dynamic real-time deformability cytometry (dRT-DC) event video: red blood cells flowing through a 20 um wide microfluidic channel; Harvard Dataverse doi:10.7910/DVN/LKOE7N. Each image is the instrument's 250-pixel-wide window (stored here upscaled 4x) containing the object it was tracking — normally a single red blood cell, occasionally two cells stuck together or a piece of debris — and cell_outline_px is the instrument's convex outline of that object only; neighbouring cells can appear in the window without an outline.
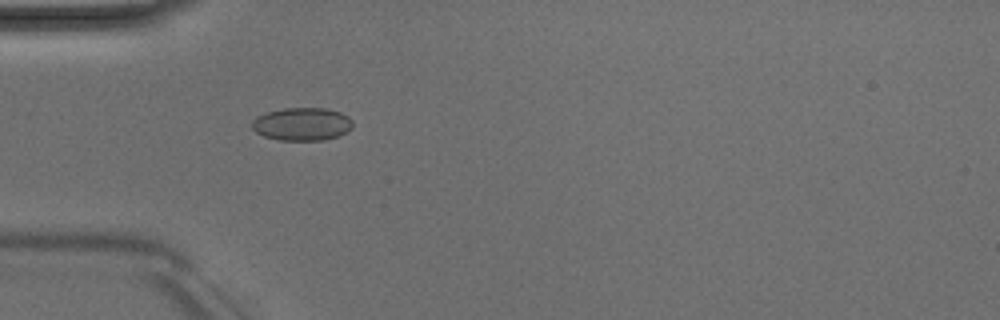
{"species": "Egyptian fruit bat (a non-hibernating species)", "species_latin": "Rousettus aegyptiacus", "temperature_condition": "room temperature", "stored_images_in_passage": 37, "camera_frame_rate_fps": 3000, "um_per_image_px": 0.085, "animal": {"sex": "male"}, "frame": {"image": 1, "passage_image": 2, "time_ms": 0.333, "image_size_px": [1000, 320], "cell_outline_px": [[352, 128], [336, 136], [324, 140], [280, 140], [264, 136], [256, 132], [252, 128], [252, 120], [256, 116], [268, 112], [284, 108], [324, 108], [340, 112], [348, 116], [352, 120]], "centroid_in_image_um": [25.65, 10.54], "position_along_channel_um": 59.3, "area_um2": 19.25}}
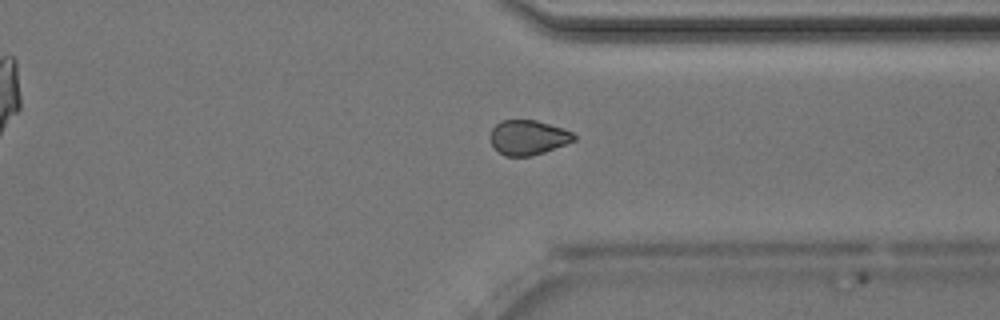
{"frame": {"image": 2, "passage_image": 25, "time_ms": 8.0, "image_size_px": [1000, 320], "cell_outline_px": [[576, 140], [544, 152], [532, 156], [504, 156], [492, 144], [488, 136], [492, 128], [500, 120], [536, 120], [572, 132], [576, 136]], "centroid_in_image_um": [44.85, 11.68], "position_along_channel_um": 366.5, "area_um2": 16.88}}
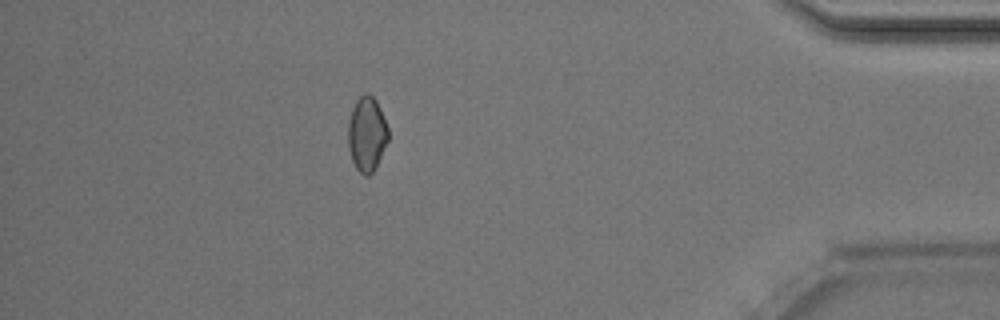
{"frame": {"image": 3, "passage_image": 31, "time_ms": 10.0, "image_size_px": [1000, 320], "cell_outline_px": [[388, 140], [372, 172], [368, 176], [364, 176], [356, 168], [352, 160], [348, 148], [348, 120], [352, 108], [356, 100], [364, 92], [368, 92], [376, 100], [380, 108], [388, 128]], "centroid_in_image_um": [31.16, 11.35], "position_along_channel_um": 404.0, "area_um2": 17.4}, "authors_computed_cell_mechanics": {"area_um2": 17.6868, "velocity_mm_per_s": 4.0495, "shape_relaxation_time_tau1_ms": 10.1582, "shape_relaxation_time_tau2_ms": 6.1038, "deformation_change_tau1": 0.084, "deformation_change_tau2": 0.0769}}